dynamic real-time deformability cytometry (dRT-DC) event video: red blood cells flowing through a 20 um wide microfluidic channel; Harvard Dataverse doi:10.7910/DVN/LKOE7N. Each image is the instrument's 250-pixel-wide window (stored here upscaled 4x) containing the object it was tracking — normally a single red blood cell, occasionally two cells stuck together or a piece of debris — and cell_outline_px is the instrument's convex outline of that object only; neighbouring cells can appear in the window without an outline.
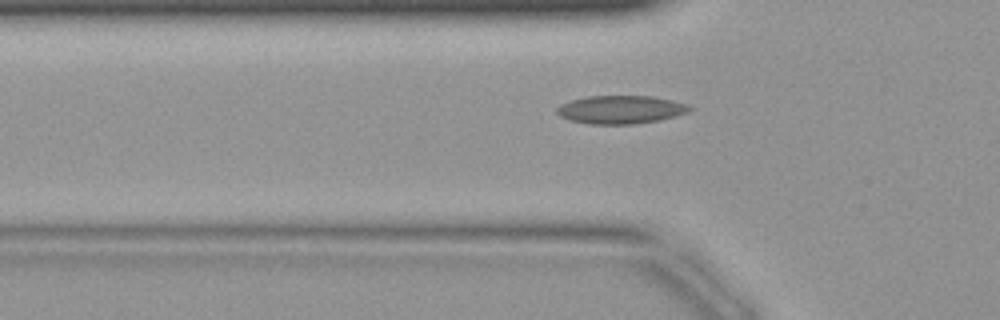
{"species": "common noctule bat (a hibernating species)", "species_latin": "Nyctalus noctula", "temperature_condition": "warm", "stored_images_in_passage": 42, "camera_frame_rate_fps": 3000, "um_per_image_px": 0.085, "animal": {"sex": "female", "body_mass_g": 19.9}, "frame": {"image": 1, "passage_image": 14, "time_ms": 4.333, "image_size_px": [1000, 320], "cell_outline_px": [[692, 108], [688, 112], [676, 116], [660, 120], [632, 124], [588, 124], [572, 120], [560, 116], [556, 112], [556, 108], [560, 104], [572, 100], [588, 96], [652, 96], [672, 100], [688, 104]], "centroid_in_image_um": [52.77, 9.31], "position_along_channel_um": 73.0, "area_um2": 21.79}}
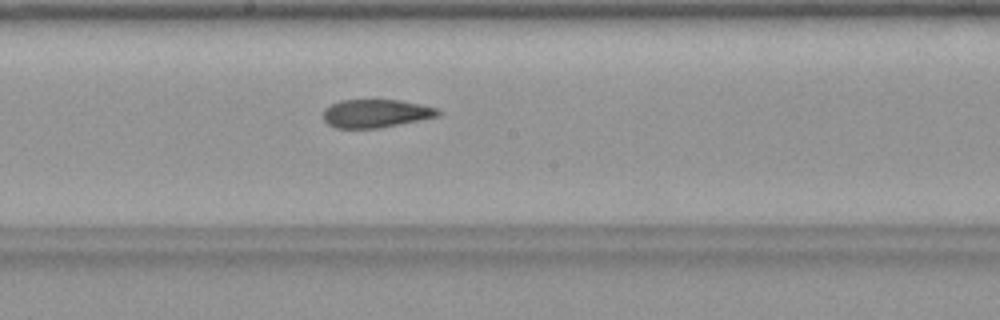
{"frame": {"image": 2, "passage_image": 23, "time_ms": 7.333, "image_size_px": [1000, 320], "cell_outline_px": [[444, 112], [440, 116], [380, 128], [336, 128], [328, 124], [320, 116], [324, 108], [340, 100], [400, 100], [440, 108]], "centroid_in_image_um": [31.97, 9.64], "position_along_channel_um": 216.2, "area_um2": 19.25}}
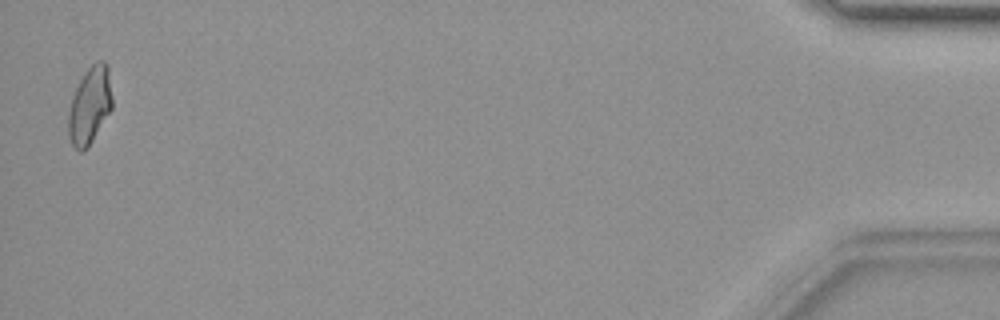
{"frame": {"image": 3, "passage_image": 42, "time_ms": 13.667, "image_size_px": [1000, 320], "cell_outline_px": [[112, 108], [88, 148], [80, 152], [72, 144], [68, 136], [68, 112], [72, 96], [84, 72], [96, 60], [104, 60], [108, 64], [112, 96]], "centroid_in_image_um": [7.63, 8.94], "position_along_channel_um": 427.6, "area_um2": 19.88}}